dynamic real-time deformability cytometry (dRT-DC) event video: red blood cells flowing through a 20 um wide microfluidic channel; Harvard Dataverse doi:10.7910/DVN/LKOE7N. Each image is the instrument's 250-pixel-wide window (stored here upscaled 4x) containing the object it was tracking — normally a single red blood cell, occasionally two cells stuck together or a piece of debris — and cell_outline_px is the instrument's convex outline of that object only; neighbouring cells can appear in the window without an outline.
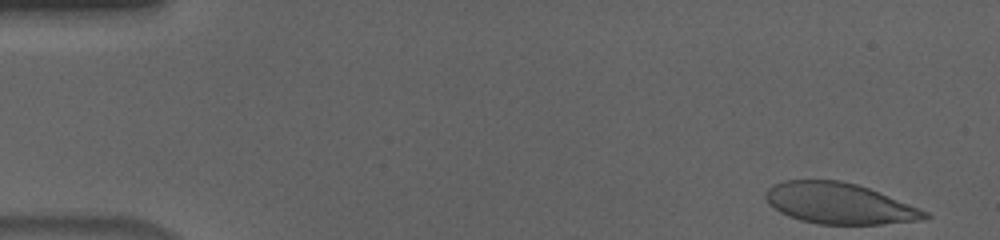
{"species": "human", "species_latin": "Homo sapiens", "temperature_condition": "cold", "stored_images_in_passage": 54, "camera_frame_rate_fps": 3000, "um_per_image_px": 0.085, "donor": {"sex": "male"}, "frame": {"image": 1, "passage_image": 1, "time_ms": 0.0, "image_size_px": [1000, 240], "cell_outline_px": [[932, 216], [920, 220], [880, 224], [820, 224], [800, 220], [788, 216], [780, 212], [768, 204], [764, 196], [764, 192], [772, 184], [784, 180], [840, 180], [856, 184], [868, 188], [928, 212]], "centroid_in_image_um": [71.27, 17.29], "position_along_channel_um": 13.7, "area_um2": 37.8}}
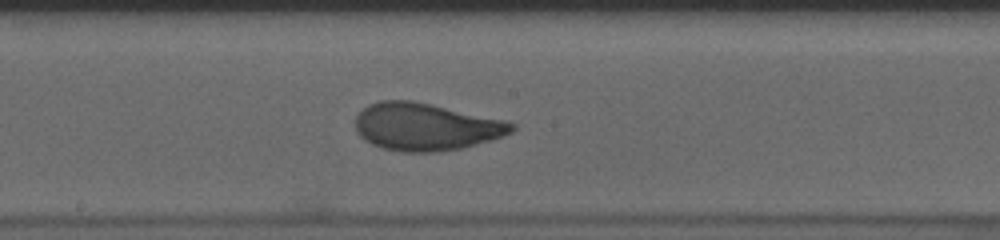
{"frame": {"image": 2, "passage_image": 28, "time_ms": 9.0, "image_size_px": [1000, 240], "cell_outline_px": [[516, 128], [512, 132], [504, 136], [492, 140], [460, 148], [436, 152], [400, 152], [380, 148], [364, 140], [356, 132], [356, 116], [368, 104], [380, 100], [412, 100], [432, 104], [500, 120], [516, 124]], "centroid_in_image_um": [36.14, 10.78], "position_along_channel_um": 212.1, "area_um2": 43.12}}
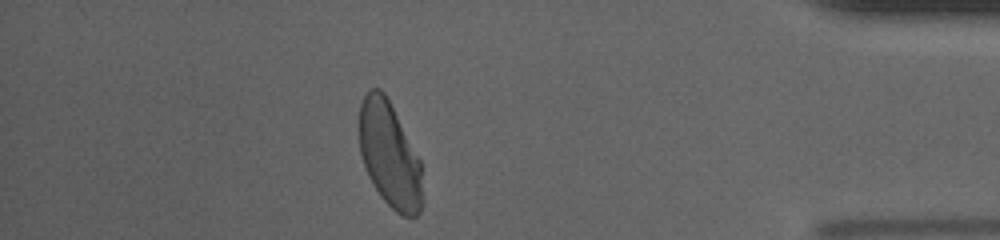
{"frame": {"image": 3, "passage_image": 47, "time_ms": 15.333, "image_size_px": [1000, 240], "cell_outline_px": [[424, 204], [420, 212], [416, 216], [400, 216], [380, 196], [368, 176], [360, 152], [360, 104], [364, 96], [372, 88], [380, 88], [384, 92], [420, 160], [424, 200]], "centroid_in_image_um": [33.14, 13.23], "position_along_channel_um": 402.1, "area_um2": 38.67}, "authors_computed_cell_mechanics": {"area_um2": 41.3559, "velocity_mm_per_s": 3.6207, "shape_relaxation_time_tau1_ms": 4.5548, "shape_relaxation_time_tau2_ms": null, "deformation_change_tau1": 0.167, "deformation_change_tau2": null}}